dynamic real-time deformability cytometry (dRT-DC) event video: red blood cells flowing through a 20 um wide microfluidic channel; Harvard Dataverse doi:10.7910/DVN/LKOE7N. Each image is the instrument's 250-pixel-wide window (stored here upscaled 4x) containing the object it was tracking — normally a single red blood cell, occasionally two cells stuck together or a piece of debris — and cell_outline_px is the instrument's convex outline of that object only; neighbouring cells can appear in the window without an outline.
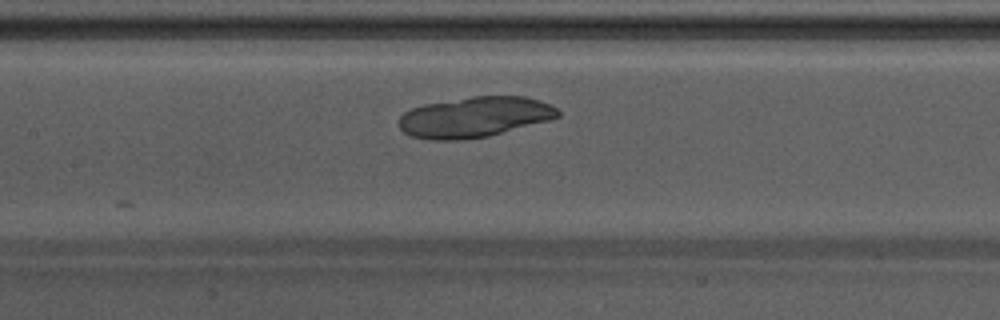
{"species": "Egyptian fruit bat (a non-hibernating species)", "species_latin": "Rousettus aegyptiacus", "temperature_condition": "warm", "stored_images_in_passage": 17, "camera_frame_rate_fps": 3000, "um_per_image_px": 0.085, "animal": {"sex": "male"}, "frame": {"image": 1, "passage_image": 15, "time_ms": 4.667, "image_size_px": [1000, 320], "cell_outline_px": [[560, 116], [548, 120], [488, 136], [456, 140], [432, 140], [412, 136], [404, 132], [400, 128], [400, 116], [404, 112], [412, 108], [424, 104], [472, 96], [524, 96], [540, 100], [556, 108], [560, 112]], "centroid_in_image_um": [40.33, 9.94], "position_along_channel_um": 167.1, "area_um2": 37.22}}